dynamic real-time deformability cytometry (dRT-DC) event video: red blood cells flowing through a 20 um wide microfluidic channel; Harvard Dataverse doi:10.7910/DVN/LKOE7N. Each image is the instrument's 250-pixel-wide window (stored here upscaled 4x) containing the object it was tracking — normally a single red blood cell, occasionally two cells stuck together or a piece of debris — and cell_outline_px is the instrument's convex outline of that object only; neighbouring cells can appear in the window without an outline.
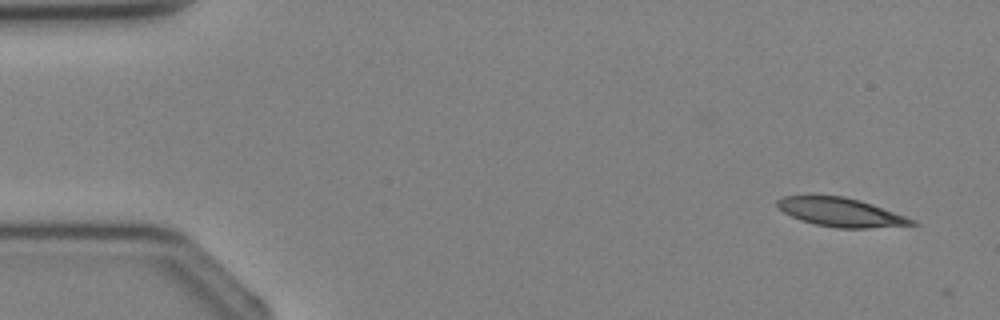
{"species": "Egyptian fruit bat (a non-hibernating species)", "species_latin": "Rousettus aegyptiacus", "temperature_condition": "cold", "stored_images_in_passage": 5, "camera_frame_rate_fps": 3000, "um_per_image_px": 0.085, "animal": {"sex": "female"}, "frame": {"image": 1, "passage_image": 1, "time_ms": 0.0, "image_size_px": [1000, 320], "cell_outline_px": [[920, 224], [868, 228], [836, 228], [816, 224], [800, 220], [784, 212], [776, 204], [776, 200], [784, 196], [844, 196], [860, 200], [872, 204], [916, 220]], "centroid_in_image_um": [71.49, 18.05], "position_along_channel_um": 13.5, "area_um2": 22.31}}